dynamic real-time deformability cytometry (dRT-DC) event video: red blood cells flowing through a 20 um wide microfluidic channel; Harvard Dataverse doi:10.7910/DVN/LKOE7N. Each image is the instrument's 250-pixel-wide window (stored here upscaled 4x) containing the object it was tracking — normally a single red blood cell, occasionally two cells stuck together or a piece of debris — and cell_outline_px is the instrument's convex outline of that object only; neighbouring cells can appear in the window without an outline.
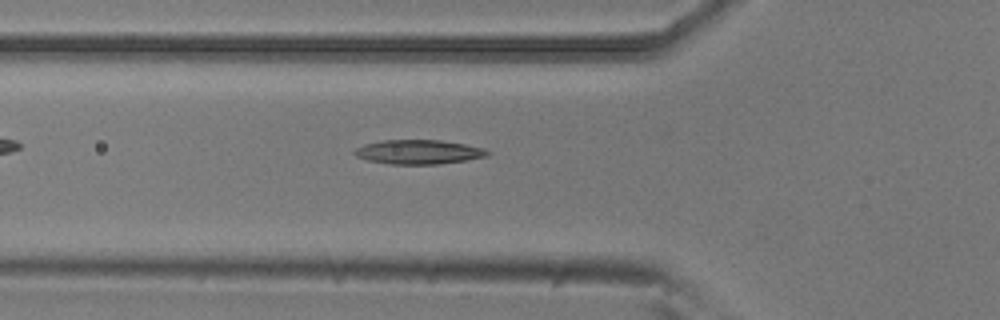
{"species": "common noctule bat (a hibernating species)", "species_latin": "Nyctalus noctula", "temperature_condition": "room temperature", "stored_images_in_passage": 5, "camera_frame_rate_fps": 3000, "um_per_image_px": 0.085, "animal": {"sex": "male", "body_mass_g": 20.5, "forearm_length_mm": 52.5}, "frame": {"image": 1, "passage_image": 5, "time_ms": 1.333, "image_size_px": [1000, 320], "cell_outline_px": [[492, 152], [488, 156], [468, 160], [440, 164], [388, 164], [368, 160], [356, 156], [352, 152], [356, 148], [364, 144], [380, 140], [440, 140], [464, 144], [484, 148]], "centroid_in_image_um": [35.59, 12.92], "position_along_channel_um": 90.2, "area_um2": 18.96}}